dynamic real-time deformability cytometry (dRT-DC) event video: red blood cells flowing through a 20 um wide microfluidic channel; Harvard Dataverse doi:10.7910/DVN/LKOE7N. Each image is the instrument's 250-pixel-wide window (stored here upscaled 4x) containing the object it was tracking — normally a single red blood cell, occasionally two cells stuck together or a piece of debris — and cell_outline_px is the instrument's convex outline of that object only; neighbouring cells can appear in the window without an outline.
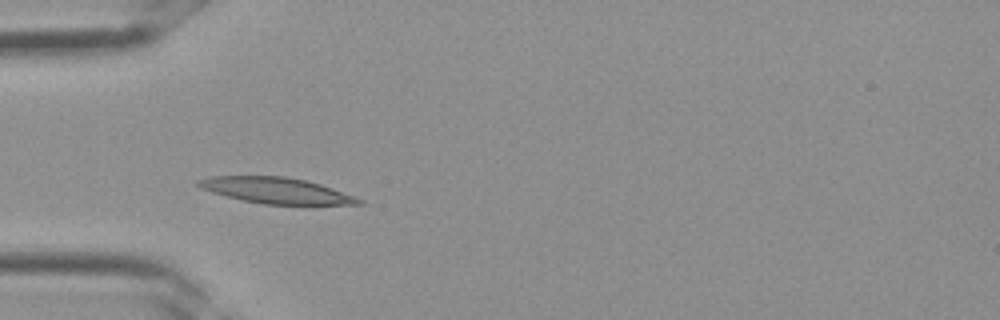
{"species": "Egyptian fruit bat (a non-hibernating species)", "species_latin": "Rousettus aegyptiacus", "temperature_condition": "room temperature", "stored_images_in_passage": 3, "camera_frame_rate_fps": 3000, "um_per_image_px": 0.085, "frame": {"image": 1, "passage_image": 2, "time_ms": 0.333, "image_size_px": [1000, 320], "cell_outline_px": [[364, 204], [264, 204], [244, 200], [212, 192], [200, 188], [196, 184], [196, 180], [212, 176], [284, 176], [304, 180], [320, 184], [356, 196], [364, 200]], "centroid_in_image_um": [23.48, 16.18], "position_along_channel_um": 61.5, "area_um2": 23.99}}
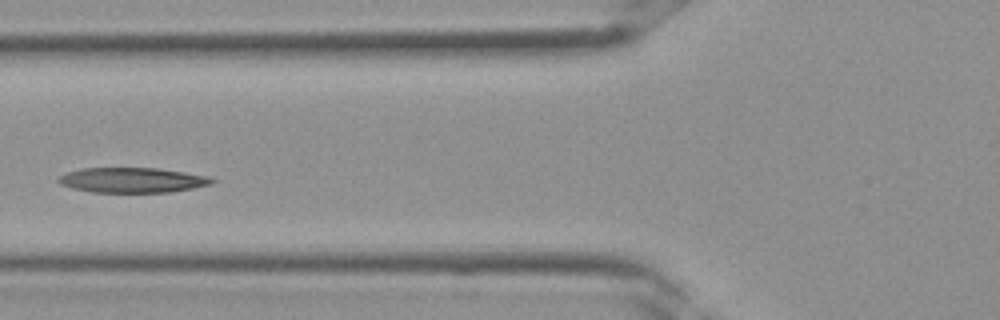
{"frame": {"image": 2, "passage_image": 3, "time_ms": 0.667, "image_size_px": [1000, 320], "cell_outline_px": [[216, 180], [212, 184], [172, 192], [92, 192], [72, 188], [60, 184], [56, 180], [60, 176], [68, 172], [80, 168], [156, 168], [184, 172], [208, 176]], "centroid_in_image_um": [11.24, 15.31], "position_along_channel_um": 114.6, "area_um2": 22.37}}